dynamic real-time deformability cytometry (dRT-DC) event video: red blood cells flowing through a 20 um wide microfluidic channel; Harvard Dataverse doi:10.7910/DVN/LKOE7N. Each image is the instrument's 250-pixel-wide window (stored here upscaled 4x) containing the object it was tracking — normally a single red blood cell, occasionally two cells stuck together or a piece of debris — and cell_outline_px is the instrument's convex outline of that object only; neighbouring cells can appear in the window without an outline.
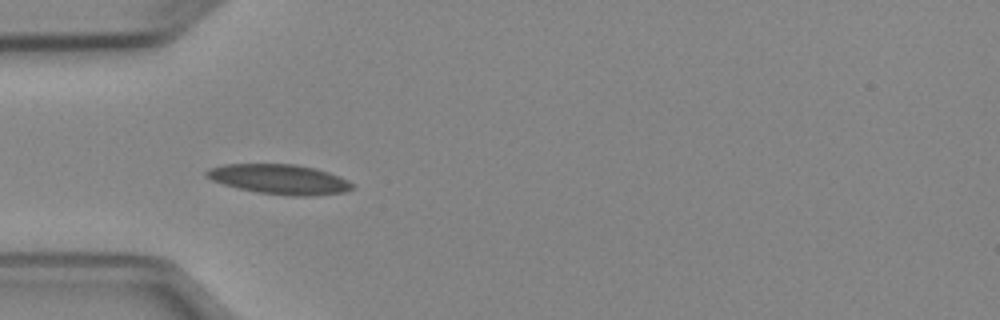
{"species": "Egyptian fruit bat (a non-hibernating species)", "species_latin": "Rousettus aegyptiacus", "temperature_condition": "cold", "stored_images_in_passage": 6, "camera_frame_rate_fps": 3000, "um_per_image_px": 0.085, "animal": {"sex": "female"}, "frame": {"image": 1, "passage_image": 4, "time_ms": 4.333, "image_size_px": [1000, 320], "cell_outline_px": [[352, 188], [344, 192], [312, 196], [292, 196], [256, 192], [224, 184], [212, 180], [204, 176], [204, 172], [208, 168], [224, 164], [296, 164], [316, 168], [340, 176], [348, 180], [352, 184]], "centroid_in_image_um": [23.74, 15.23], "position_along_channel_um": 61.3, "area_um2": 25.37}}
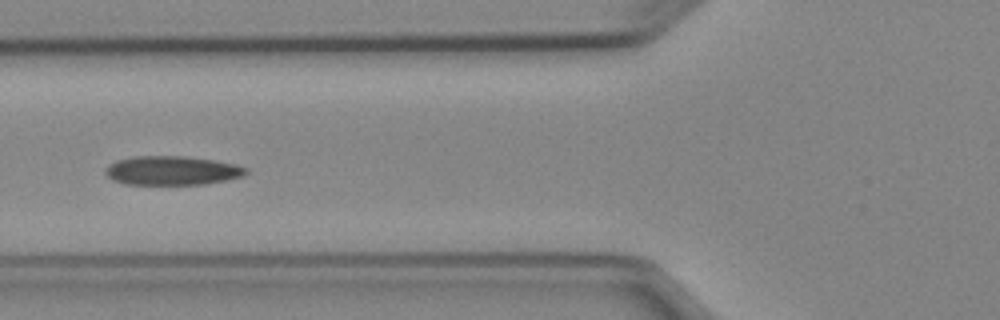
{"frame": {"image": 2, "passage_image": 5, "time_ms": 5.667, "image_size_px": [1000, 320], "cell_outline_px": [[248, 172], [244, 176], [228, 180], [204, 184], [124, 184], [112, 180], [104, 172], [108, 164], [116, 160], [136, 156], [188, 156], [236, 164], [248, 168]], "centroid_in_image_um": [14.63, 14.49], "position_along_channel_um": 111.2, "area_um2": 23.93}}